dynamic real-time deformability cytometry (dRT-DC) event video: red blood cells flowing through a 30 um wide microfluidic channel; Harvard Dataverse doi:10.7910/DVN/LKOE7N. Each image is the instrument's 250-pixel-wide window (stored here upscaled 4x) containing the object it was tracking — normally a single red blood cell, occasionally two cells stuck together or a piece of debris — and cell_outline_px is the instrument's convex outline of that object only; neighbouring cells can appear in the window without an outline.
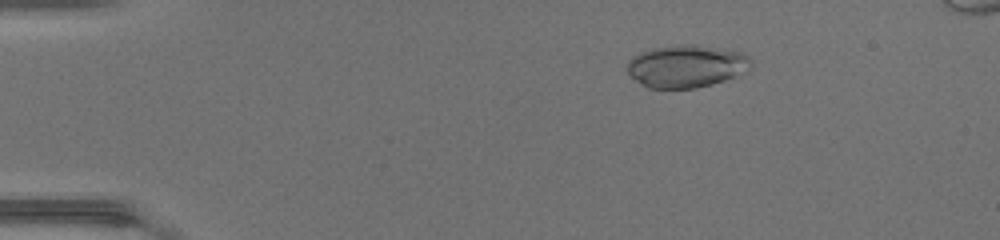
{"species": "common noctule bat (a hibernating species)", "species_latin": "Nyctalus noctula", "temperature_condition": "warm", "stored_images_in_passage": 43, "camera_frame_rate_fps": 3000, "um_per_image_px": 0.085, "animal": {"sex": "female", "body_mass_g": 17.0, "forearm_length_mm": 48.0}, "frame": {"image": 1, "passage_image": 3, "time_ms": 0.667, "image_size_px": [1000, 240], "cell_outline_px": [[752, 68], [748, 72], [724, 80], [696, 88], [648, 88], [640, 84], [628, 72], [628, 60], [632, 56], [640, 52], [652, 48], [680, 44], [692, 44], [740, 52], [748, 56], [752, 60]], "centroid_in_image_um": [58.35, 5.62], "position_along_channel_um": 26.6, "area_um2": 30.75}}
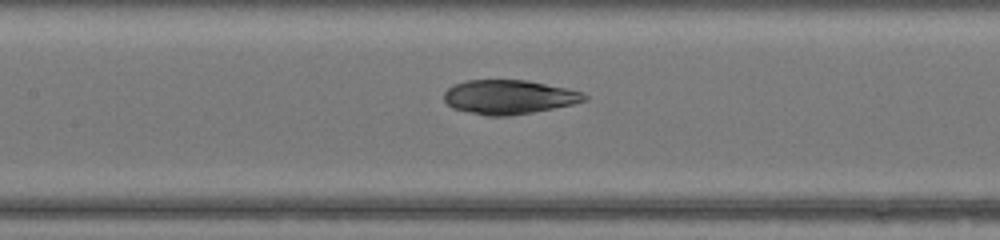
{"frame": {"image": 2, "passage_image": 18, "time_ms": 5.667, "image_size_px": [1000, 240], "cell_outline_px": [[588, 100], [572, 104], [532, 112], [508, 116], [488, 116], [452, 108], [444, 100], [444, 92], [452, 84], [468, 80], [528, 80], [584, 92], [588, 96]], "centroid_in_image_um": [43.25, 8.24], "position_along_channel_um": 164.1, "area_um2": 27.92}}
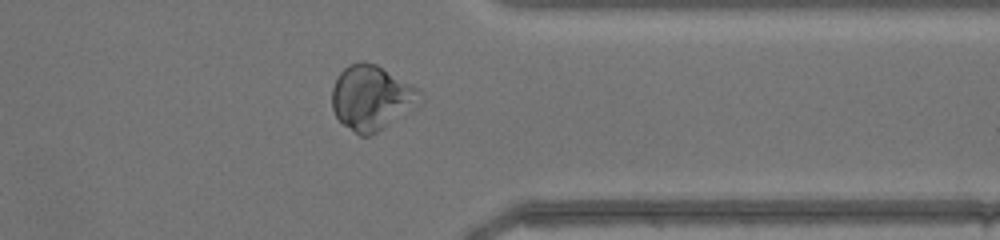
{"frame": {"image": 3, "passage_image": 33, "time_ms": 10.667, "image_size_px": [1000, 240], "cell_outline_px": [[424, 100], [372, 136], [360, 136], [344, 124], [336, 116], [332, 108], [332, 88], [340, 72], [348, 64], [360, 60], [364, 60], [376, 64], [420, 88], [424, 92]], "centroid_in_image_um": [31.61, 8.28], "position_along_channel_um": 379.8, "area_um2": 33.52}}